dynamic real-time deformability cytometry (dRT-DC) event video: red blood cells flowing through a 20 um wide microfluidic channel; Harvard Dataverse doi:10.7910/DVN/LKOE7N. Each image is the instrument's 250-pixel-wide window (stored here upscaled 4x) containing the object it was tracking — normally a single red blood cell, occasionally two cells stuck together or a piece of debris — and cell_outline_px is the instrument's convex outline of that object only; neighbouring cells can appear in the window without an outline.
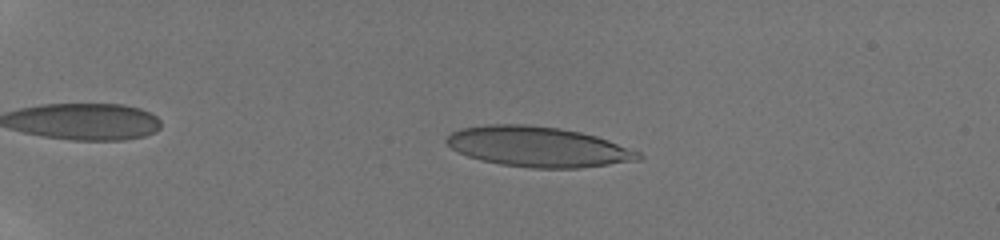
{"species": "human", "species_latin": "Homo sapiens", "temperature_condition": "room temperature", "stored_images_in_passage": 75, "camera_frame_rate_fps": 3000, "um_per_image_px": 0.085, "donor": {"sex": "male"}, "frame": {"image": 1, "passage_image": 9, "time_ms": 2.0, "image_size_px": [1000, 240], "cell_outline_px": [[644, 156], [640, 160], [580, 168], [532, 168], [500, 164], [480, 160], [468, 156], [452, 148], [444, 140], [452, 132], [460, 128], [488, 124], [528, 124], [560, 128], [580, 132], [596, 136], [608, 140], [640, 152]], "centroid_in_image_um": [45.74, 12.47], "position_along_channel_um": 39.3, "area_um2": 45.03}}
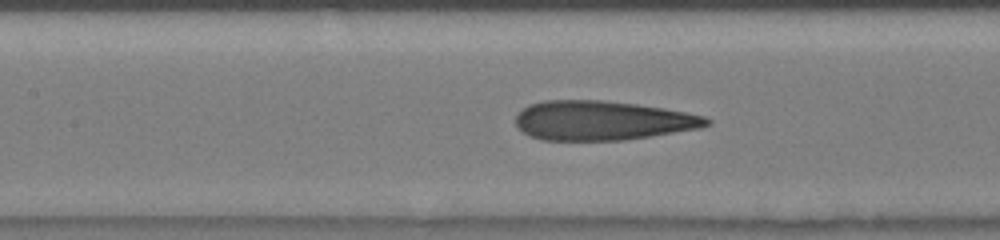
{"frame": {"image": 2, "passage_image": 36, "time_ms": 7.0, "image_size_px": [1000, 240], "cell_outline_px": [[712, 124], [700, 128], [624, 140], [540, 140], [528, 136], [516, 128], [516, 116], [528, 104], [544, 100], [604, 100], [636, 104], [664, 108], [704, 116], [712, 120]], "centroid_in_image_um": [51.16, 10.24], "position_along_channel_um": 156.2, "area_um2": 43.99}}
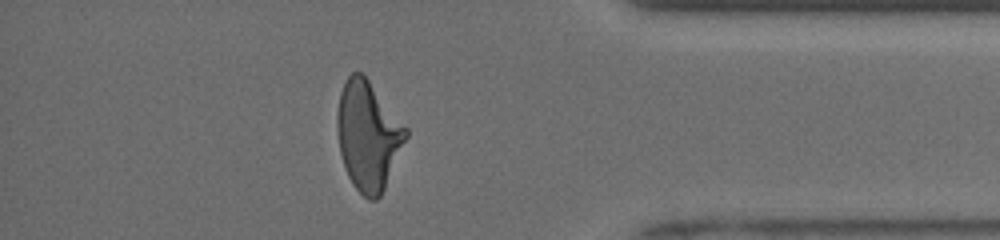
{"frame": {"image": 3, "passage_image": 66, "time_ms": 13.667, "image_size_px": [1000, 240], "cell_outline_px": [[408, 136], [384, 188], [380, 196], [376, 200], [368, 200], [352, 184], [348, 176], [340, 152], [336, 128], [336, 116], [340, 92], [348, 76], [352, 72], [360, 72], [368, 80], [408, 128]], "centroid_in_image_um": [31.28, 11.53], "position_along_channel_um": 403.9, "area_um2": 43.23}, "authors_computed_cell_mechanics": {"area_um2": 44.3904, "velocity_mm_per_s": 3.9686, "shape_relaxation_time_tau1_ms": null, "shape_relaxation_time_tau2_ms": 1.2832, "deformation_change_tau1": null, "deformation_change_tau2": 0.1069}}